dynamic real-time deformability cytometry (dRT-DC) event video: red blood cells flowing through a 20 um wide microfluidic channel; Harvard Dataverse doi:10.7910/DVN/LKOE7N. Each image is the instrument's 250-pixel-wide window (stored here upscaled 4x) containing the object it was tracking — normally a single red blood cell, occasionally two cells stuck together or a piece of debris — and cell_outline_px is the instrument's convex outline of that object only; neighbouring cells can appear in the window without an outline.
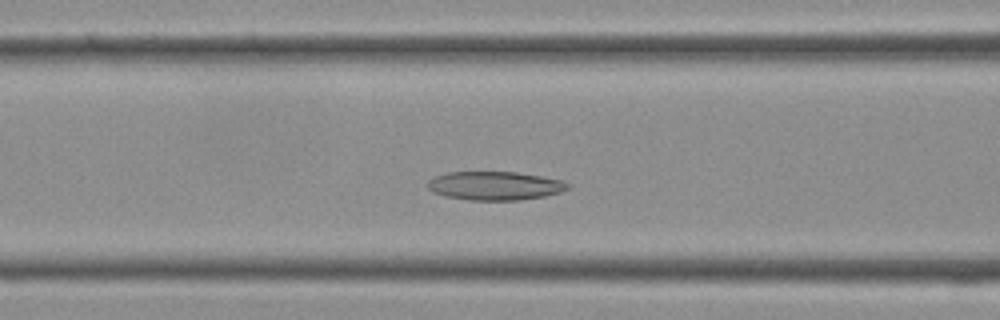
{"species": "Egyptian fruit bat (a non-hibernating species)", "species_latin": "Rousettus aegyptiacus", "temperature_condition": "cold", "stored_images_in_passage": 35, "camera_frame_rate_fps": 3000, "um_per_image_px": 0.085, "frame": {"image": 1, "passage_image": 12, "time_ms": 3.667, "image_size_px": [1000, 320], "cell_outline_px": [[568, 188], [560, 192], [544, 196], [520, 200], [468, 200], [448, 196], [432, 192], [428, 188], [428, 180], [436, 176], [448, 172], [516, 172], [540, 176], [560, 180], [568, 184]], "centroid_in_image_um": [42.04, 15.79], "position_along_channel_um": 124.6, "area_um2": 23.12}}
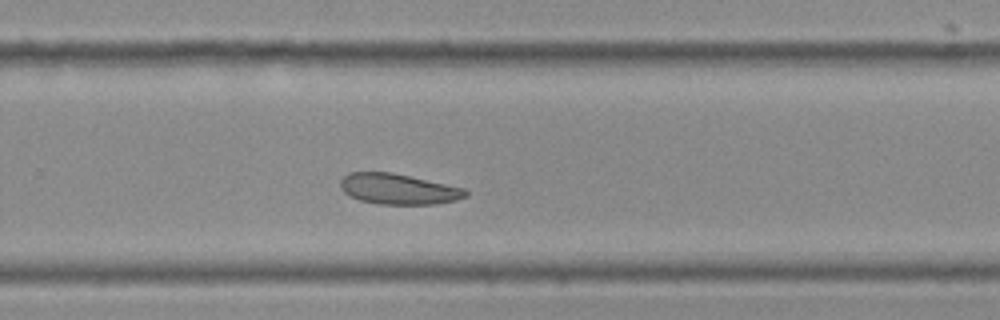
{"frame": {"image": 2, "passage_image": 22, "time_ms": 7.0, "image_size_px": [1000, 320], "cell_outline_px": [[468, 196], [456, 200], [436, 204], [380, 204], [360, 200], [348, 196], [340, 188], [340, 180], [348, 172], [392, 172], [464, 188], [468, 192]], "centroid_in_image_um": [33.84, 16.07], "position_along_channel_um": 296.0, "area_um2": 22.37}}
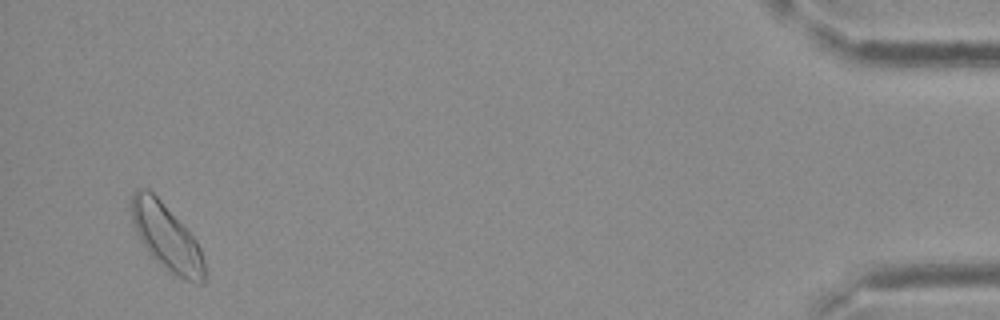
{"frame": {"image": 3, "passage_image": 34, "time_ms": 11.0, "image_size_px": [1000, 320], "cell_outline_px": [[204, 284], [200, 284], [184, 280], [168, 272], [148, 252], [136, 232], [132, 224], [132, 192], [136, 188], [148, 188], [160, 200], [196, 240], [200, 248], [204, 260]], "centroid_in_image_um": [14.15, 20.18], "position_along_channel_um": 421.1, "area_um2": 27.92}}